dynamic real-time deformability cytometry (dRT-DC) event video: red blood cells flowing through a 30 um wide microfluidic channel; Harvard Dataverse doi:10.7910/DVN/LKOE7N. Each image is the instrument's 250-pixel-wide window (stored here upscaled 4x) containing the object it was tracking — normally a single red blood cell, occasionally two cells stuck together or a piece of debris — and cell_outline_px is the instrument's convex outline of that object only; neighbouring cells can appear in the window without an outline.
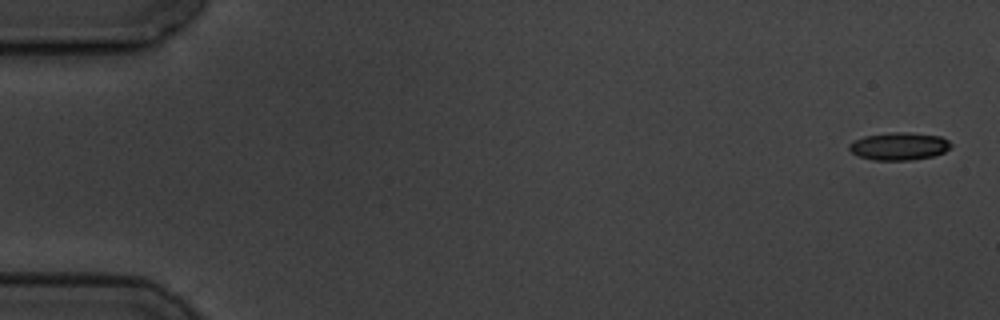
{"species": "common noctule bat (a hibernating species)", "species_latin": "Nyctalus noctula", "temperature_condition": "cold", "stored_images_in_passage": 6, "camera_frame_rate_fps": 3000, "um_per_image_px": 0.085, "animal": {"sex": "male", "body_mass_g": 19.5, "forearm_length_mm": 54.6}, "frame": {"image": 1, "passage_image": 1, "time_ms": 0.0, "image_size_px": [1000, 320], "cell_outline_px": [[952, 148], [944, 152], [932, 156], [912, 160], [872, 160], [856, 156], [848, 148], [848, 144], [852, 140], [864, 136], [892, 132], [908, 132], [940, 136], [948, 140], [952, 144]], "centroid_in_image_um": [76.4, 12.43], "position_along_channel_um": 8.6, "area_um2": 16.65}}